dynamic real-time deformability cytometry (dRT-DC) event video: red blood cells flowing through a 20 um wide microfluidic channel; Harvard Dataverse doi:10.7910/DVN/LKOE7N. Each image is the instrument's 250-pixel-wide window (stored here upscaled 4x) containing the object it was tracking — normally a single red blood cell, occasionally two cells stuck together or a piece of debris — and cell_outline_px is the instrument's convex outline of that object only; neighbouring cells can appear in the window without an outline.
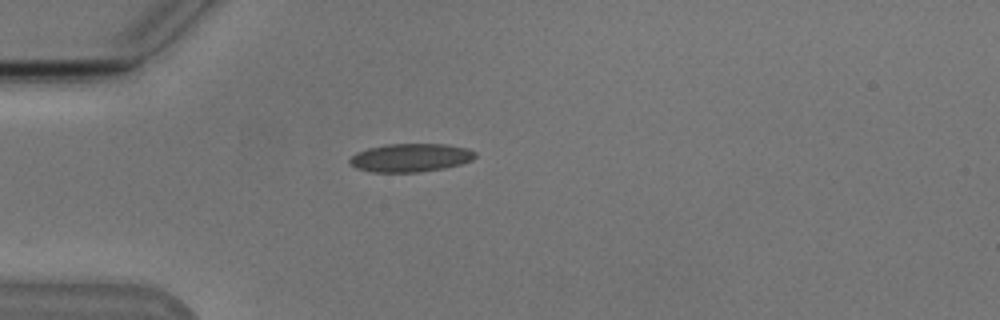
{"species": "Egyptian fruit bat (a non-hibernating species)", "species_latin": "Rousettus aegyptiacus", "temperature_condition": "cold", "stored_images_in_passage": 6, "camera_frame_rate_fps": 3000, "um_per_image_px": 0.085, "animal": {"sex": "male"}, "frame": {"image": 1, "passage_image": 2, "time_ms": 0.333, "image_size_px": [1000, 320], "cell_outline_px": [[476, 156], [472, 160], [460, 164], [444, 168], [420, 172], [372, 172], [356, 168], [348, 160], [356, 152], [368, 148], [388, 144], [444, 144], [468, 148], [476, 152]], "centroid_in_image_um": [34.91, 13.4], "position_along_channel_um": 50.1, "area_um2": 20.69}}